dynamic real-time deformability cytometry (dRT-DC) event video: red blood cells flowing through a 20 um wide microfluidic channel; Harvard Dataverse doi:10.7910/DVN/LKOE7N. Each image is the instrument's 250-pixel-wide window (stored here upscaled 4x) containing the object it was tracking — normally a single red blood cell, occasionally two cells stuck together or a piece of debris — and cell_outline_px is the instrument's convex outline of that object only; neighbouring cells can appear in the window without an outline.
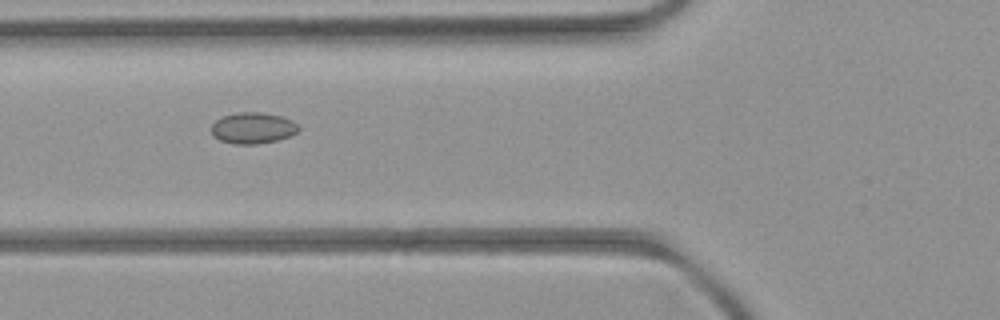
{"species": "common noctule bat (a hibernating species)", "species_latin": "Nyctalus noctula", "temperature_condition": "room temperature", "stored_images_in_passage": 8, "camera_frame_rate_fps": 3000, "um_per_image_px": 0.085, "animal": {"sex": "female", "body_mass_g": 21.9}, "frame": {"image": 1, "passage_image": 3, "time_ms": 2.667, "image_size_px": [1000, 320], "cell_outline_px": [[300, 128], [296, 132], [288, 136], [276, 140], [256, 144], [236, 144], [220, 140], [212, 136], [212, 124], [216, 120], [224, 116], [236, 112], [260, 112], [280, 116], [292, 120]], "centroid_in_image_um": [21.47, 10.88], "position_along_channel_um": 104.3, "area_um2": 15.66}}
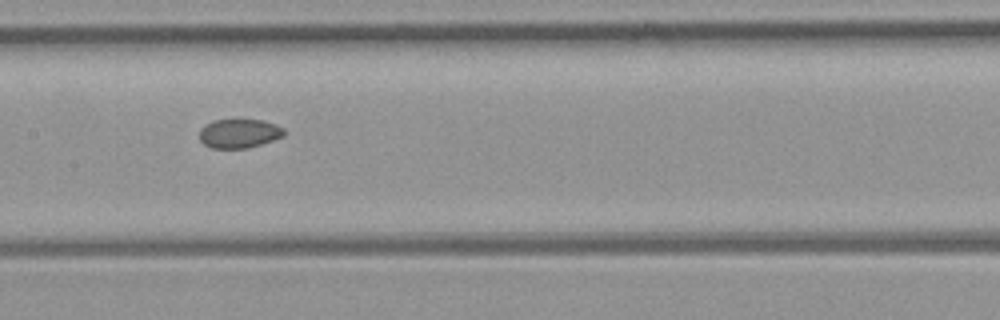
{"frame": {"image": 2, "passage_image": 5, "time_ms": 4.667, "image_size_px": [1000, 320], "cell_outline_px": [[284, 136], [248, 148], [212, 148], [204, 144], [200, 140], [200, 128], [204, 124], [212, 120], [264, 120], [276, 124], [284, 128]], "centroid_in_image_um": [20.31, 11.33], "position_along_channel_um": 187.1, "area_um2": 14.33}}
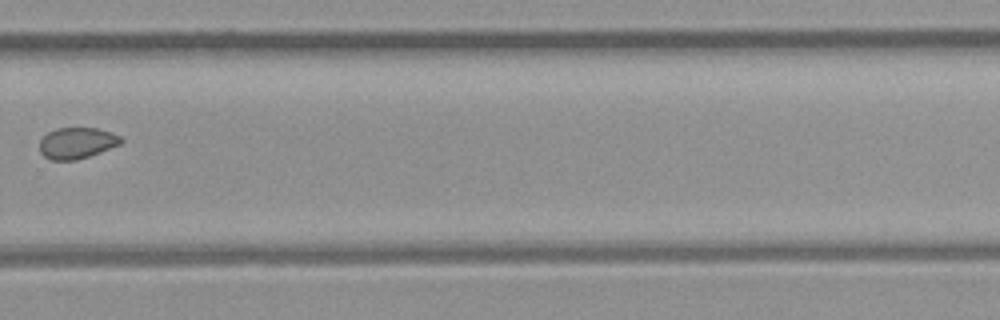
{"frame": {"image": 3, "passage_image": 8, "time_ms": 8.0, "image_size_px": [1000, 320], "cell_outline_px": [[124, 140], [120, 144], [100, 152], [76, 160], [52, 160], [44, 156], [40, 152], [40, 140], [48, 132], [56, 128], [96, 128], [112, 132], [120, 136]], "centroid_in_image_um": [6.54, 12.15], "position_along_channel_um": 323.3, "area_um2": 14.74}}